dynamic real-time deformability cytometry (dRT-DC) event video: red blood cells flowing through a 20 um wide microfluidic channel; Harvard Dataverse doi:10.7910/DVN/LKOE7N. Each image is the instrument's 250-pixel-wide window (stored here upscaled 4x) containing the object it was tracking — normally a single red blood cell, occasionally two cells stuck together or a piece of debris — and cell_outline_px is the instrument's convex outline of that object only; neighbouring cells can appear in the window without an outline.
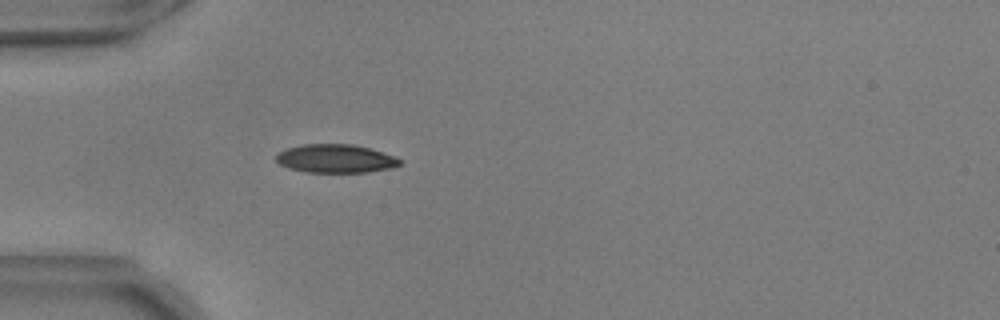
{"species": "common noctule bat (a hibernating species)", "species_latin": "Nyctalus noctula", "temperature_condition": "warm", "stored_images_in_passage": 32, "camera_frame_rate_fps": 3000, "um_per_image_px": 0.085, "animal": {"sex": "male", "body_mass_g": 17.9, "forearm_length_mm": 54.2}, "frame": {"image": 1, "passage_image": 5, "time_ms": 1.333, "image_size_px": [1000, 320], "cell_outline_px": [[404, 164], [388, 168], [368, 172], [308, 172], [288, 168], [280, 164], [276, 160], [276, 156], [280, 152], [288, 148], [304, 144], [352, 144], [368, 148], [392, 156], [400, 160]], "centroid_in_image_um": [28.51, 13.48], "position_along_channel_um": 56.5, "area_um2": 20.17}, "authors_computed_cell_mechanics": {"area_um2": 21.0103, "velocity_mm_per_s": 3.6922, "shape_relaxation_time_tau1_ms": 3.6264, "shape_relaxation_time_tau2_ms": 1.1335, "deformation_change_tau1": 0.1602, "deformation_change_tau2": 0.0583}}